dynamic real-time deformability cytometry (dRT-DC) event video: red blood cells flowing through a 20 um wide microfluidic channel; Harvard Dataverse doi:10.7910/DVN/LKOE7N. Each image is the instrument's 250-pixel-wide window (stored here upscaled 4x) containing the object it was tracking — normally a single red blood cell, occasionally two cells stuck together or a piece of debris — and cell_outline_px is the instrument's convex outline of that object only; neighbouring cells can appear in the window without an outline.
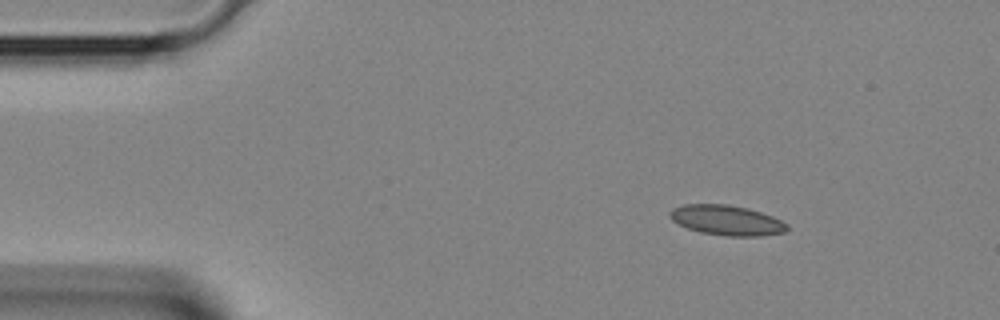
{"species": "Egyptian fruit bat (a non-hibernating species)", "species_latin": "Rousettus aegyptiacus", "temperature_condition": "room temperature", "stored_images_in_passage": 2, "camera_frame_rate_fps": 3000, "um_per_image_px": 0.085, "animal": {"sex": "female"}, "frame": {"image": 1, "passage_image": 1, "time_ms": 0.0, "image_size_px": [1000, 320], "cell_outline_px": [[788, 228], [784, 232], [760, 236], [728, 236], [700, 232], [688, 228], [672, 220], [668, 216], [668, 212], [672, 208], [684, 204], [728, 204], [748, 208], [772, 216], [788, 224]], "centroid_in_image_um": [61.75, 18.71], "position_along_channel_um": 23.3, "area_um2": 20.52}}